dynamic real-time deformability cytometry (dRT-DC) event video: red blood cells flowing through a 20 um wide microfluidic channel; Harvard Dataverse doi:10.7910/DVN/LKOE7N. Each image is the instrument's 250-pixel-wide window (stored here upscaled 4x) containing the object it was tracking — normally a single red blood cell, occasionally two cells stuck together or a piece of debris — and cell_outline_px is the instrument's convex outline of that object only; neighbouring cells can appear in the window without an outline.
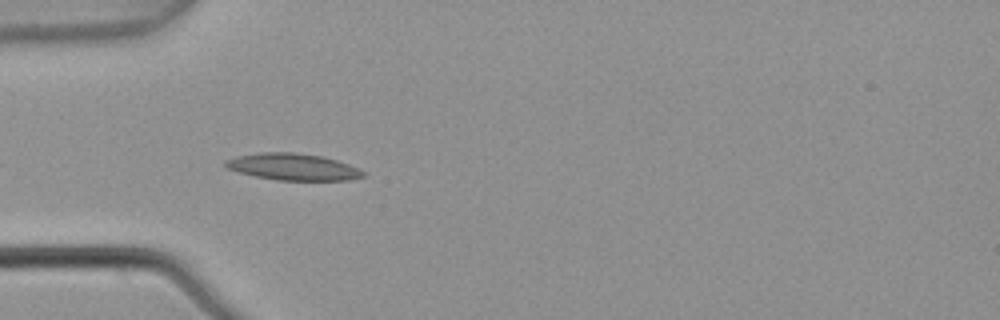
{"species": "common noctule bat (a hibernating species)", "species_latin": "Nyctalus noctula", "temperature_condition": "warm", "stored_images_in_passage": 6, "camera_frame_rate_fps": 3000, "um_per_image_px": 0.085, "animal": {"sex": "male", "body_mass_g": 21.5, "forearm_length_mm": 52.0}, "frame": {"image": 1, "passage_image": 4, "time_ms": 1.0, "image_size_px": [1000, 320], "cell_outline_px": [[364, 176], [348, 180], [276, 180], [256, 176], [240, 172], [228, 168], [224, 164], [224, 160], [236, 156], [260, 152], [296, 152], [324, 156], [348, 164], [364, 172]], "centroid_in_image_um": [24.88, 14.17], "position_along_channel_um": 60.1, "area_um2": 21.33}}
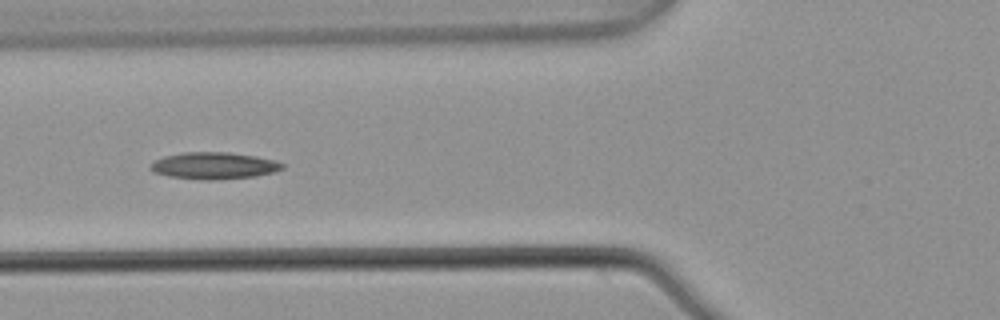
{"frame": {"image": 2, "passage_image": 5, "time_ms": 1.333, "image_size_px": [1000, 320], "cell_outline_px": [[284, 168], [272, 172], [256, 176], [212, 180], [208, 180], [168, 176], [152, 172], [148, 168], [156, 160], [164, 156], [184, 152], [228, 152], [256, 156], [272, 160], [284, 164]], "centroid_in_image_um": [18.16, 14.08], "position_along_channel_um": 107.6, "area_um2": 20.46}}
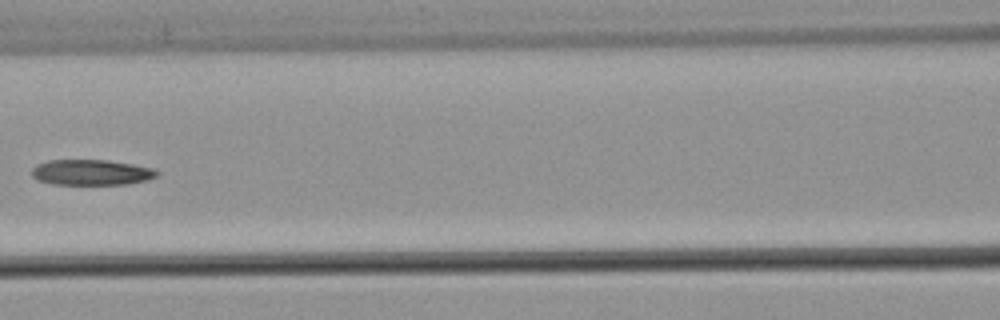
{"frame": {"image": 3, "passage_image": 6, "time_ms": 1.667, "image_size_px": [1000, 320], "cell_outline_px": [[160, 172], [156, 176], [148, 180], [128, 184], [52, 184], [36, 180], [32, 176], [32, 168], [36, 164], [48, 160], [108, 160], [132, 164], [152, 168]], "centroid_in_image_um": [7.74, 14.65], "position_along_channel_um": 158.9, "area_um2": 18.73}}